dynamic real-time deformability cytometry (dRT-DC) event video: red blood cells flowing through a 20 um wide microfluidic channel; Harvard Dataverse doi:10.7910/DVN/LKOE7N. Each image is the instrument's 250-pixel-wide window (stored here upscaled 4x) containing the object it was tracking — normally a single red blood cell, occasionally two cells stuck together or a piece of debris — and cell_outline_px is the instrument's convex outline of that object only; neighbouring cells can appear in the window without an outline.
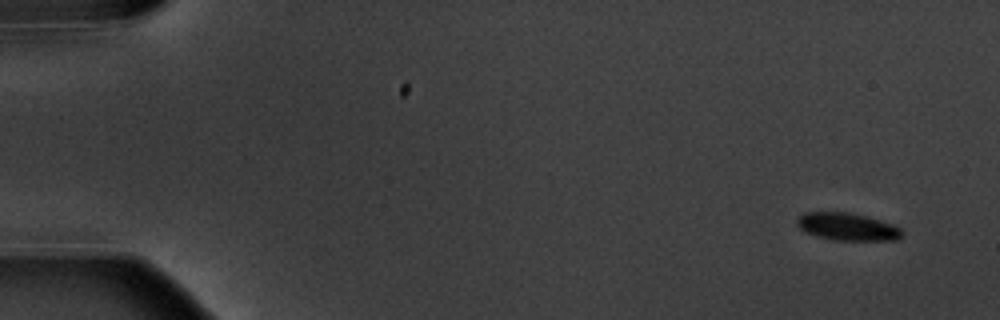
{"species": "common noctule bat (a hibernating species)", "species_latin": "Nyctalus noctula", "temperature_condition": "warm", "stored_images_in_passage": 4, "camera_frame_rate_fps": 3000, "um_per_image_px": 0.085, "animal": {"sex": "male", "body_mass_g": 20.1, "forearm_length_mm": 53.5}, "frame": {"image": 1, "passage_image": 1, "time_ms": 0.0, "image_size_px": [1000, 320], "cell_outline_px": [[904, 232], [896, 240], [832, 240], [816, 236], [804, 232], [796, 224], [796, 220], [804, 212], [848, 212], [880, 220], [892, 224], [900, 228]], "centroid_in_image_um": [71.99, 19.27], "position_along_channel_um": 13.0, "area_um2": 16.82}}
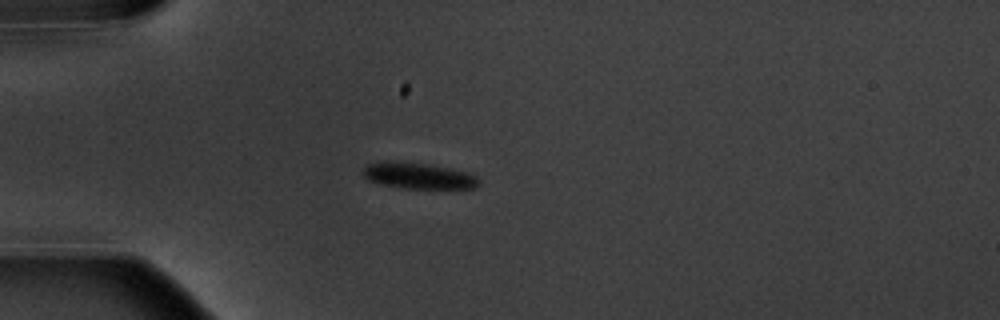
{"frame": {"image": 2, "passage_image": 4, "time_ms": 4.333, "image_size_px": [1000, 320], "cell_outline_px": [[480, 184], [476, 188], [404, 188], [380, 184], [368, 180], [364, 176], [364, 168], [368, 164], [424, 164], [448, 168], [464, 172], [476, 176], [480, 180]], "centroid_in_image_um": [35.66, 15.0], "position_along_channel_um": 49.3, "area_um2": 16.53}}